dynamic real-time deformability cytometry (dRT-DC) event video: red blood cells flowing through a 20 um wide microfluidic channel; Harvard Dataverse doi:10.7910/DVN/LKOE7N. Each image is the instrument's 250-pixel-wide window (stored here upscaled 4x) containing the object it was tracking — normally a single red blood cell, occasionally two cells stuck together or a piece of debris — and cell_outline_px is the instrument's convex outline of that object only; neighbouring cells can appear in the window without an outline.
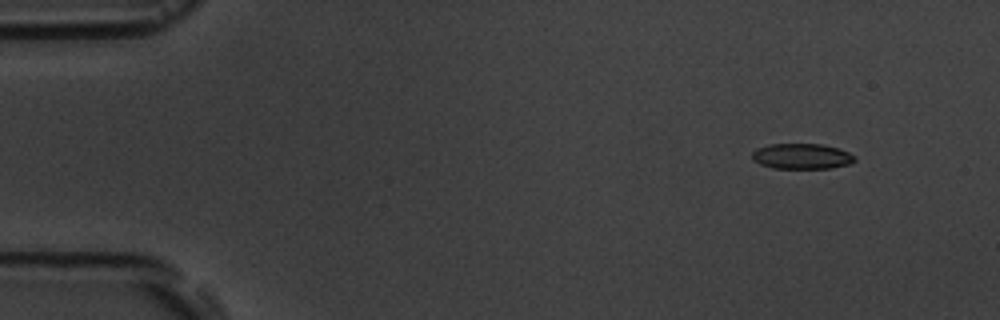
{"species": "common noctule bat (a hibernating species)", "species_latin": "Nyctalus noctula", "temperature_condition": "room temperature", "stored_images_in_passage": 4, "camera_frame_rate_fps": 3000, "um_per_image_px": 0.085, "animal": {"sex": "male", "body_mass_g": 19.5, "forearm_length_mm": 54.6}, "frame": {"image": 1, "passage_image": 1, "time_ms": 0.0, "image_size_px": [1000, 320], "cell_outline_px": [[856, 160], [852, 164], [832, 168], [772, 168], [760, 164], [752, 160], [752, 152], [756, 148], [768, 144], [824, 144], [840, 148], [856, 156]], "centroid_in_image_um": [68.18, 13.28], "position_along_channel_um": 16.8, "area_um2": 15.55}}
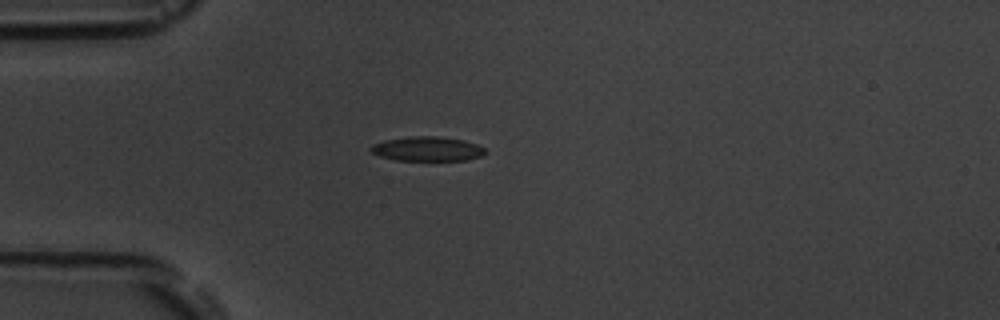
{"frame": {"image": 2, "passage_image": 4, "time_ms": 3.333, "image_size_px": [1000, 320], "cell_outline_px": [[488, 152], [480, 156], [468, 160], [396, 160], [380, 156], [372, 152], [368, 148], [372, 144], [384, 140], [408, 136], [440, 136], [464, 140], [476, 144], [484, 148]], "centroid_in_image_um": [36.31, 12.64], "position_along_channel_um": 48.7, "area_um2": 16.42}}